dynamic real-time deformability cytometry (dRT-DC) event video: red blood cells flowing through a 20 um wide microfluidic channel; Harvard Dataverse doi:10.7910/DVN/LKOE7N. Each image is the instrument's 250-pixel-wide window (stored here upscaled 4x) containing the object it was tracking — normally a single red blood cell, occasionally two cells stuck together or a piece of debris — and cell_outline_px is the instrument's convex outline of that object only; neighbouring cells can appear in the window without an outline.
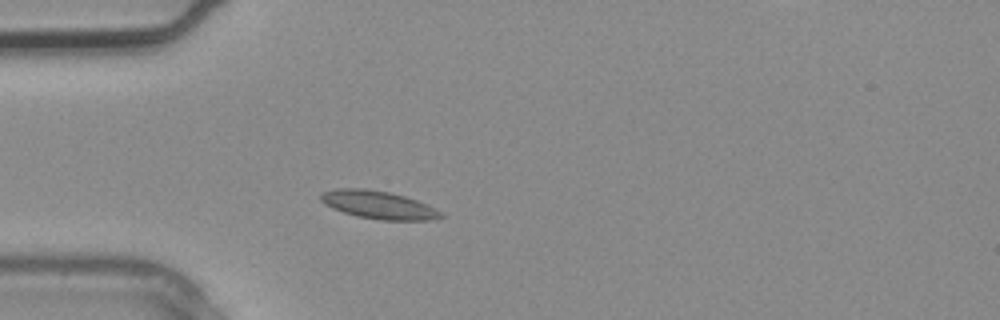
{"species": "common noctule bat (a hibernating species)", "species_latin": "Nyctalus noctula", "temperature_condition": "warm", "stored_images_in_passage": 2, "camera_frame_rate_fps": 3000, "um_per_image_px": 0.085, "animal": {"sex": "male", "body_mass_g": 20.4}, "frame": {"image": 1, "passage_image": 2, "time_ms": 0.333, "image_size_px": [1000, 320], "cell_outline_px": [[444, 216], [428, 220], [380, 220], [356, 216], [332, 208], [324, 204], [320, 200], [320, 192], [336, 188], [364, 188], [388, 192], [404, 196], [416, 200], [440, 212]], "centroid_in_image_um": [32.07, 17.4], "position_along_channel_um": 52.9, "area_um2": 19.36}}